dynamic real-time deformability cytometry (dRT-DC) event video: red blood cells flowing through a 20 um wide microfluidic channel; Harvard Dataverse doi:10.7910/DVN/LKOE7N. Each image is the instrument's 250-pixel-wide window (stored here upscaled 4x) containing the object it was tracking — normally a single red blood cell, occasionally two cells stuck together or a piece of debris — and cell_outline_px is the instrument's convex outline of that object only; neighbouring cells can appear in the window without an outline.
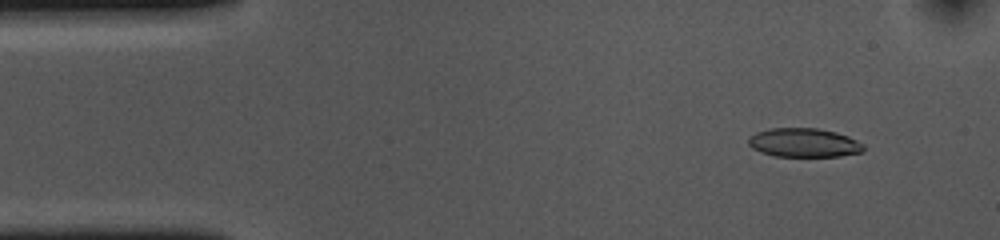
{"species": "common noctule bat (a hibernating species)", "species_latin": "Nyctalus noctula", "temperature_condition": "cold", "stored_images_in_passage": 53, "camera_frame_rate_fps": 3000, "um_per_image_px": 0.085, "animal": {"sex": "female", "body_mass_g": 10.0, "forearm_length_mm": 53.1}, "frame": {"image": 1, "passage_image": 5, "time_ms": 1.333, "image_size_px": [1000, 240], "cell_outline_px": [[864, 152], [840, 156], [776, 156], [760, 152], [752, 148], [748, 144], [748, 136], [756, 132], [768, 128], [816, 128], [836, 132], [848, 136], [864, 144]], "centroid_in_image_um": [68.32, 12.12], "position_along_channel_um": 16.7, "area_um2": 19.54}}
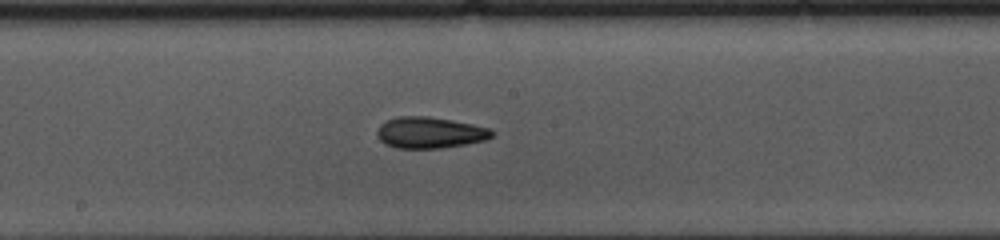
{"frame": {"image": 2, "passage_image": 27, "time_ms": 8.667, "image_size_px": [1000, 240], "cell_outline_px": [[496, 132], [492, 136], [484, 140], [464, 144], [440, 148], [396, 148], [384, 144], [376, 136], [376, 132], [380, 124], [396, 116], [428, 116], [452, 120], [492, 128]], "centroid_in_image_um": [36.52, 11.26], "position_along_channel_um": 211.7, "area_um2": 21.04}}
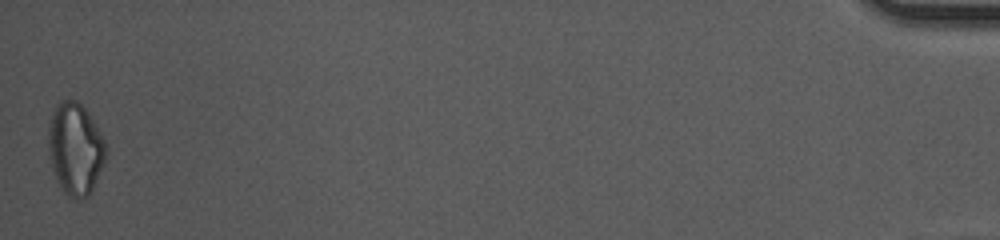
{"frame": {"image": 3, "passage_image": 53, "time_ms": 17.333, "image_size_px": [1000, 240], "cell_outline_px": [[104, 164], [88, 196], [68, 196], [60, 188], [56, 180], [48, 156], [48, 124], [52, 112], [56, 104], [60, 100], [76, 100], [88, 112], [104, 140]], "centroid_in_image_um": [6.34, 12.61], "position_along_channel_um": 428.9, "area_um2": 30.46}, "authors_computed_cell_mechanics": {"area_um2": 20.519, "velocity_mm_per_s": 3.6747, "shape_relaxation_time_tau1_ms": 6.2666, "shape_relaxation_time_tau2_ms": 3.6282, "deformation_change_tau1": 0.1615, "deformation_change_tau2": 0.1124}}